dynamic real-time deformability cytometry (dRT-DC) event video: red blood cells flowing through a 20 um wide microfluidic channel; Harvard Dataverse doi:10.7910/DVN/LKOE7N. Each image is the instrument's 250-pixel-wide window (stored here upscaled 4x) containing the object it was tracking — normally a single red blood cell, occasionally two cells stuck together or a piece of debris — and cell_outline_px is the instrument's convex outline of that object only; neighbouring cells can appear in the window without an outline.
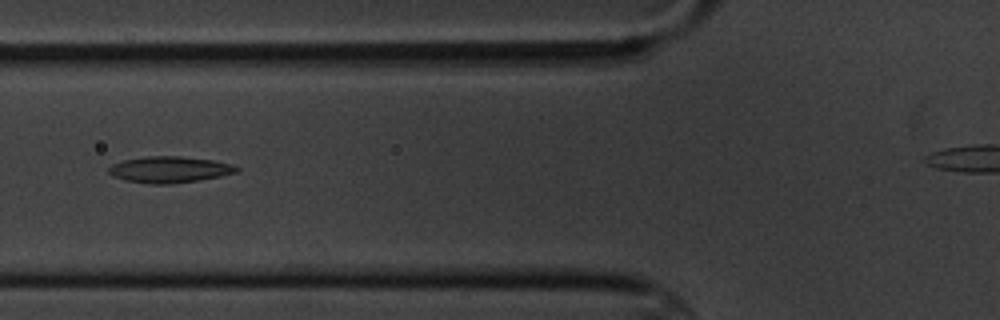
{"species": "common noctule bat (a hibernating species)", "species_latin": "Nyctalus noctula", "temperature_condition": "cold", "stored_images_in_passage": 10, "segment_of_instrument_passage": [1, 2], "camera_frame_rate_fps": 3000, "um_per_image_px": 0.085, "animal": {"sex": "male", "body_mass_g": 20.1, "forearm_length_mm": 53.5}, "frame": {"image": 1, "passage_image": 7, "time_ms": 8.0, "image_size_px": [1000, 320], "cell_outline_px": [[240, 172], [200, 180], [172, 184], [152, 184], [124, 180], [112, 176], [108, 172], [108, 168], [112, 164], [124, 160], [148, 156], [180, 156], [212, 160], [232, 164], [240, 168]], "centroid_in_image_um": [14.42, 14.42], "position_along_channel_um": 111.4, "area_um2": 19.71}}
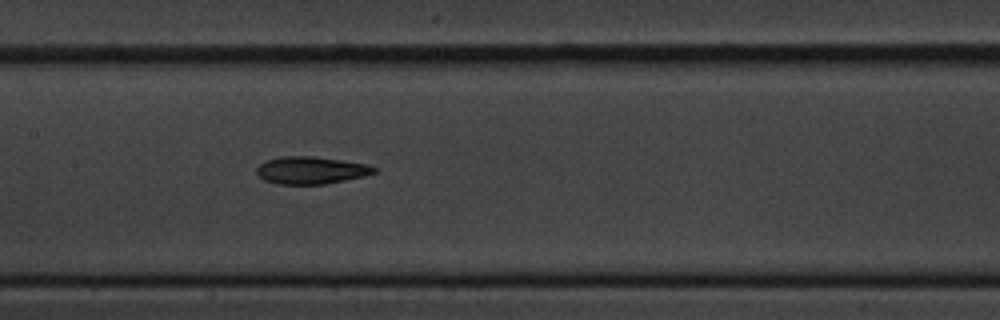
{"frame": {"image": 2, "passage_image": 9, "time_ms": 10.0, "image_size_px": [1000, 320], "cell_outline_px": [[376, 172], [364, 176], [324, 184], [276, 184], [264, 180], [256, 172], [256, 168], [264, 160], [280, 156], [312, 156], [340, 160], [364, 164], [376, 168]], "centroid_in_image_um": [26.37, 14.47], "position_along_channel_um": 181.0, "area_um2": 18.61}}